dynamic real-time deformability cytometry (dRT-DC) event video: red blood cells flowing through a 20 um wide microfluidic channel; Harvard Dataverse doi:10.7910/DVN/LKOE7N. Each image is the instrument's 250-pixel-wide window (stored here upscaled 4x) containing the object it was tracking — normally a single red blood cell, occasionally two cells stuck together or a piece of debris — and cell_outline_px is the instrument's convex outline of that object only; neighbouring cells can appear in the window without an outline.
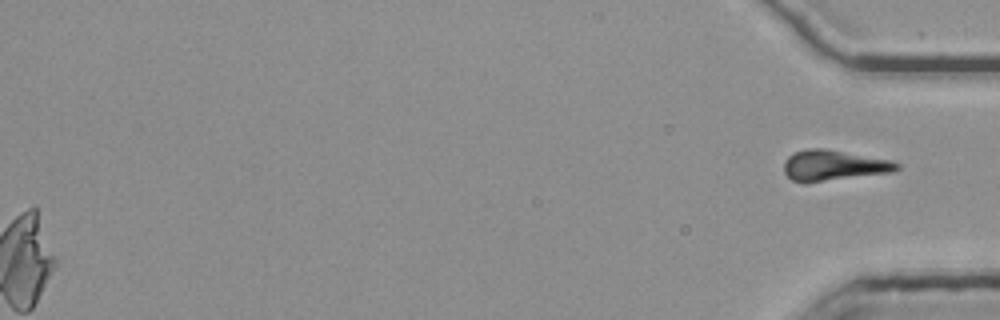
{"species": "common noctule bat (a hibernating species)", "species_latin": "Nyctalus noctula", "temperature_condition": "room temperature", "stored_images_in_passage": 55, "segment_of_instrument_passage": [2, 2], "camera_frame_rate_fps": 3000, "um_per_image_px": 0.085, "animal": {"sex": "female", "body_mass_g": 25.1}, "frame": {"image": 1, "passage_image": 55, "time_ms": 18.0, "image_size_px": [1000, 320], "cell_outline_px": [[900, 168], [892, 172], [804, 184], [792, 180], [784, 172], [784, 164], [788, 156], [796, 152], [808, 148], [824, 148], [888, 160], [900, 164]], "centroid_in_image_um": [70.82, 14.08], "position_along_channel_um": 364.4, "area_um2": 20.06}}